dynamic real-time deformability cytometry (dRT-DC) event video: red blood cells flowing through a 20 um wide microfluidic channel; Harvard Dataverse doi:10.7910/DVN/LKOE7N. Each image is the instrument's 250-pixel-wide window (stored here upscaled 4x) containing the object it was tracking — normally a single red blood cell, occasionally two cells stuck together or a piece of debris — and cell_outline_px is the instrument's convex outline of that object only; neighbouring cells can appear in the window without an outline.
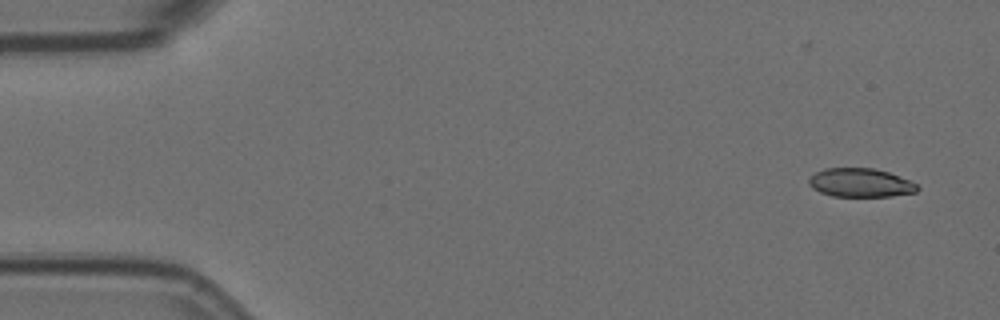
{"species": "Egyptian fruit bat (a non-hibernating species)", "species_latin": "Rousettus aegyptiacus", "temperature_condition": "room temperature", "stored_images_in_passage": 54, "camera_frame_rate_fps": 3000, "um_per_image_px": 0.085, "animal": {"sex": "female"}, "frame": {"image": 1, "passage_image": 1, "time_ms": 0.0, "image_size_px": [1000, 320], "cell_outline_px": [[920, 188], [916, 192], [892, 196], [832, 196], [820, 192], [812, 188], [808, 184], [808, 180], [816, 172], [824, 168], [872, 168], [888, 172], [908, 180], [916, 184]], "centroid_in_image_um": [73.12, 15.53], "position_along_channel_um": 11.9, "area_um2": 18.03}}
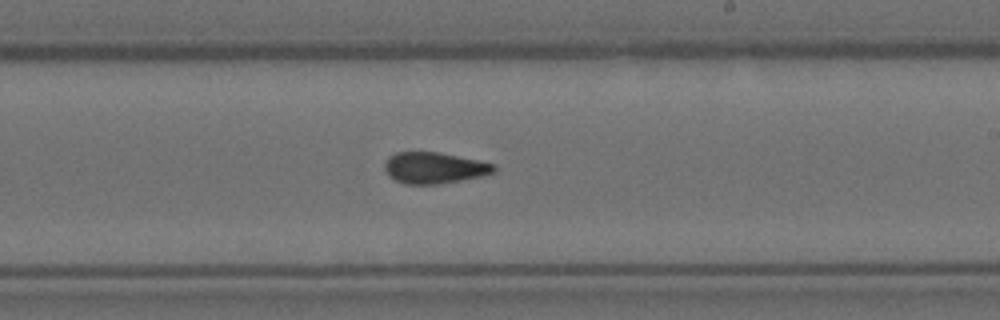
{"frame": {"image": 2, "passage_image": 31, "time_ms": 10.0, "image_size_px": [1000, 320], "cell_outline_px": [[496, 172], [480, 176], [440, 184], [404, 184], [388, 176], [384, 168], [384, 164], [388, 156], [396, 152], [440, 152], [480, 160], [496, 164]], "centroid_in_image_um": [36.91, 14.26], "position_along_channel_um": 252.1, "area_um2": 20.11}}
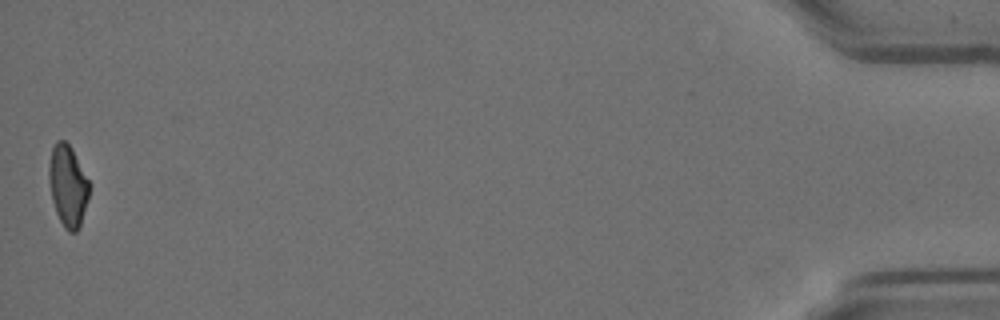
{"frame": {"image": 3, "passage_image": 54, "time_ms": 17.667, "image_size_px": [1000, 320], "cell_outline_px": [[92, 184], [88, 200], [80, 228], [76, 232], [68, 232], [64, 228], [56, 212], [52, 200], [48, 180], [48, 164], [52, 148], [56, 140], [64, 140], [72, 148]], "centroid_in_image_um": [5.79, 15.79], "position_along_channel_um": 429.4, "area_um2": 19.71}, "authors_computed_cell_mechanics": {"area_um2": 20.0566, "velocity_mm_per_s": 3.5993, "shape_relaxation_time_tau1_ms": 8.1583, "shape_relaxation_time_tau2_ms": 2.0879, "deformation_change_tau1": 0.2071, "deformation_change_tau2": 0.0979}}